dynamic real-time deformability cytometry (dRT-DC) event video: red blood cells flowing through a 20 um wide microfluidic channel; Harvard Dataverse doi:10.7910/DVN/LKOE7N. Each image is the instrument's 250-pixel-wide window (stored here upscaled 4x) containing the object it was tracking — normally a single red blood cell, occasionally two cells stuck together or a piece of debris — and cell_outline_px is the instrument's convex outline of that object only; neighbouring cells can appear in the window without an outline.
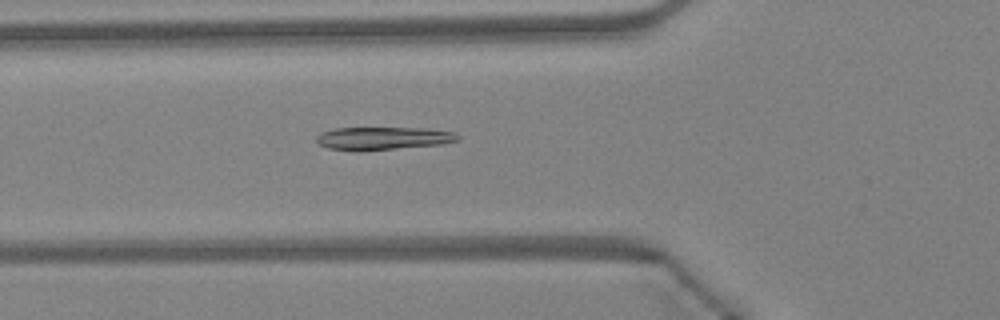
{"species": "Egyptian fruit bat (a non-hibernating species)", "species_latin": "Rousettus aegyptiacus", "temperature_condition": "warm", "stored_images_in_passage": 38, "camera_frame_rate_fps": 3000, "um_per_image_px": 0.085, "animal": {"sex": "female"}, "frame": {"image": 1, "passage_image": 12, "time_ms": 3.667, "image_size_px": [1000, 320], "cell_outline_px": [[460, 136], [456, 140], [440, 144], [360, 152], [356, 152], [328, 148], [320, 144], [316, 140], [316, 136], [320, 132], [336, 128], [428, 128], [456, 132]], "centroid_in_image_um": [32.52, 11.76], "position_along_channel_um": 93.3, "area_um2": 19.07}}
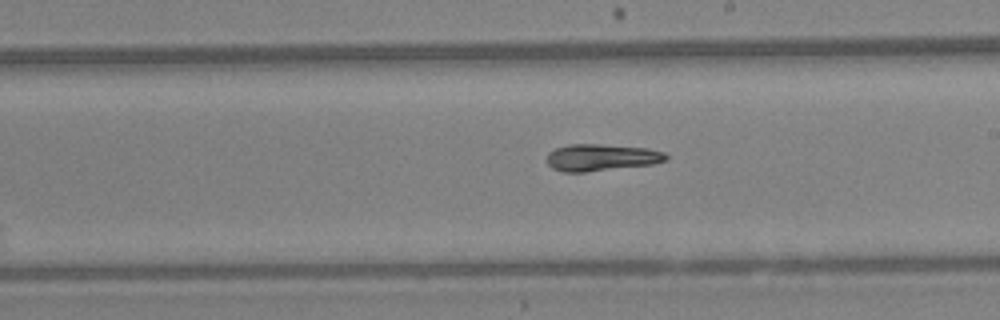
{"frame": {"image": 2, "passage_image": 22, "time_ms": 7.0, "image_size_px": [1000, 320], "cell_outline_px": [[668, 156], [664, 160], [652, 164], [584, 172], [564, 172], [552, 168], [548, 164], [548, 152], [556, 148], [568, 144], [596, 144], [648, 148], [664, 152]], "centroid_in_image_um": [51.08, 13.38], "position_along_channel_um": 237.9, "area_um2": 18.44}}
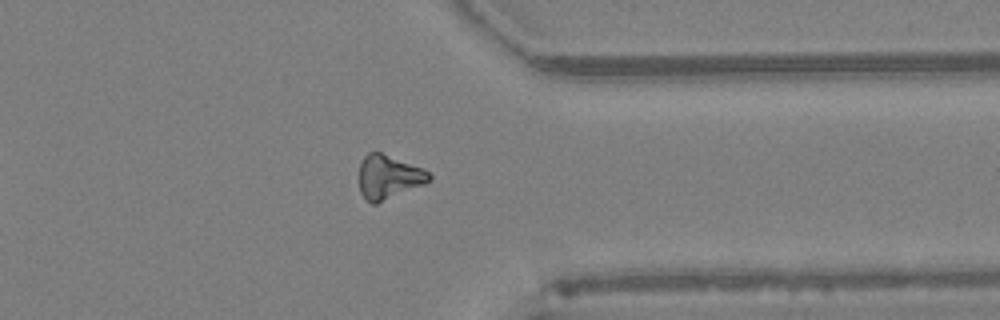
{"frame": {"image": 3, "passage_image": 32, "time_ms": 10.333, "image_size_px": [1000, 320], "cell_outline_px": [[432, 180], [424, 184], [376, 204], [372, 204], [360, 192], [360, 160], [368, 152], [380, 152], [424, 168], [432, 176]], "centroid_in_image_um": [33.04, 15.03], "position_along_channel_um": 378.4, "area_um2": 17.86}, "authors_computed_cell_mechanics": {"area_um2": 18.496, "velocity_mm_per_s": 4.3519, "shape_relaxation_time_tau1_ms": 10.1035, "shape_relaxation_time_tau2_ms": null, "deformation_change_tau1": 0.2615, "deformation_change_tau2": null}}